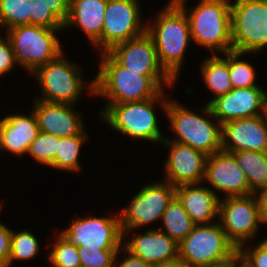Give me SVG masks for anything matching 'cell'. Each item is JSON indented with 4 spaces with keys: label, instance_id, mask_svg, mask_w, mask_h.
I'll list each match as a JSON object with an SVG mask.
<instances>
[{
    "label": "cell",
    "instance_id": "1",
    "mask_svg": "<svg viewBox=\"0 0 267 267\" xmlns=\"http://www.w3.org/2000/svg\"><path fill=\"white\" fill-rule=\"evenodd\" d=\"M101 57L99 73L90 83L89 91L107 98V104L148 100L162 91V83L171 87L175 82L169 75H140L130 71L103 50Z\"/></svg>",
    "mask_w": 267,
    "mask_h": 267
},
{
    "label": "cell",
    "instance_id": "2",
    "mask_svg": "<svg viewBox=\"0 0 267 267\" xmlns=\"http://www.w3.org/2000/svg\"><path fill=\"white\" fill-rule=\"evenodd\" d=\"M157 16L154 25L146 27V33L153 39L161 67L176 81L191 40L189 19L174 0H170Z\"/></svg>",
    "mask_w": 267,
    "mask_h": 267
},
{
    "label": "cell",
    "instance_id": "3",
    "mask_svg": "<svg viewBox=\"0 0 267 267\" xmlns=\"http://www.w3.org/2000/svg\"><path fill=\"white\" fill-rule=\"evenodd\" d=\"M174 1L185 11L195 43L223 54L233 51L231 4L228 0H200L193 10L186 8V0Z\"/></svg>",
    "mask_w": 267,
    "mask_h": 267
},
{
    "label": "cell",
    "instance_id": "4",
    "mask_svg": "<svg viewBox=\"0 0 267 267\" xmlns=\"http://www.w3.org/2000/svg\"><path fill=\"white\" fill-rule=\"evenodd\" d=\"M214 223V224H213ZM195 225L178 245V260L191 267H211L238 256V249L228 239L220 222Z\"/></svg>",
    "mask_w": 267,
    "mask_h": 267
},
{
    "label": "cell",
    "instance_id": "5",
    "mask_svg": "<svg viewBox=\"0 0 267 267\" xmlns=\"http://www.w3.org/2000/svg\"><path fill=\"white\" fill-rule=\"evenodd\" d=\"M160 99L165 111L168 100L165 101L162 90L156 97L148 100L106 104V108L99 114L112 129L134 138L157 143L164 140L153 112L155 102Z\"/></svg>",
    "mask_w": 267,
    "mask_h": 267
},
{
    "label": "cell",
    "instance_id": "6",
    "mask_svg": "<svg viewBox=\"0 0 267 267\" xmlns=\"http://www.w3.org/2000/svg\"><path fill=\"white\" fill-rule=\"evenodd\" d=\"M165 113L171 122V129L177 134L178 138L172 140L166 138L163 141H174L191 146L207 156L222 150V125L218 120L215 125L203 115H197L169 100Z\"/></svg>",
    "mask_w": 267,
    "mask_h": 267
},
{
    "label": "cell",
    "instance_id": "7",
    "mask_svg": "<svg viewBox=\"0 0 267 267\" xmlns=\"http://www.w3.org/2000/svg\"><path fill=\"white\" fill-rule=\"evenodd\" d=\"M60 30L35 25L7 30L17 64L24 65L34 73L39 67L57 58L63 52L59 38L55 34Z\"/></svg>",
    "mask_w": 267,
    "mask_h": 267
},
{
    "label": "cell",
    "instance_id": "8",
    "mask_svg": "<svg viewBox=\"0 0 267 267\" xmlns=\"http://www.w3.org/2000/svg\"><path fill=\"white\" fill-rule=\"evenodd\" d=\"M233 51L258 52L267 46V0H236L231 4Z\"/></svg>",
    "mask_w": 267,
    "mask_h": 267
},
{
    "label": "cell",
    "instance_id": "9",
    "mask_svg": "<svg viewBox=\"0 0 267 267\" xmlns=\"http://www.w3.org/2000/svg\"><path fill=\"white\" fill-rule=\"evenodd\" d=\"M81 68L65 60L63 53L39 67L34 73L42 89L37 100L73 105L84 90Z\"/></svg>",
    "mask_w": 267,
    "mask_h": 267
},
{
    "label": "cell",
    "instance_id": "10",
    "mask_svg": "<svg viewBox=\"0 0 267 267\" xmlns=\"http://www.w3.org/2000/svg\"><path fill=\"white\" fill-rule=\"evenodd\" d=\"M175 196L176 187L166 181L144 186L118 216L123 239L127 238V231L161 219L166 207Z\"/></svg>",
    "mask_w": 267,
    "mask_h": 267
},
{
    "label": "cell",
    "instance_id": "11",
    "mask_svg": "<svg viewBox=\"0 0 267 267\" xmlns=\"http://www.w3.org/2000/svg\"><path fill=\"white\" fill-rule=\"evenodd\" d=\"M218 217L222 229L237 249L244 246L247 239L254 238L259 223H263L256 194L220 200Z\"/></svg>",
    "mask_w": 267,
    "mask_h": 267
},
{
    "label": "cell",
    "instance_id": "12",
    "mask_svg": "<svg viewBox=\"0 0 267 267\" xmlns=\"http://www.w3.org/2000/svg\"><path fill=\"white\" fill-rule=\"evenodd\" d=\"M59 235L73 246L97 249H121L123 240L120 217L78 218Z\"/></svg>",
    "mask_w": 267,
    "mask_h": 267
},
{
    "label": "cell",
    "instance_id": "13",
    "mask_svg": "<svg viewBox=\"0 0 267 267\" xmlns=\"http://www.w3.org/2000/svg\"><path fill=\"white\" fill-rule=\"evenodd\" d=\"M266 102L267 92L259 86L233 88L227 94L207 102L203 111L207 117L217 118L223 125L232 120L266 114Z\"/></svg>",
    "mask_w": 267,
    "mask_h": 267
},
{
    "label": "cell",
    "instance_id": "14",
    "mask_svg": "<svg viewBox=\"0 0 267 267\" xmlns=\"http://www.w3.org/2000/svg\"><path fill=\"white\" fill-rule=\"evenodd\" d=\"M137 0H107L102 28V49L109 51L114 45L137 38L146 33L140 22Z\"/></svg>",
    "mask_w": 267,
    "mask_h": 267
},
{
    "label": "cell",
    "instance_id": "15",
    "mask_svg": "<svg viewBox=\"0 0 267 267\" xmlns=\"http://www.w3.org/2000/svg\"><path fill=\"white\" fill-rule=\"evenodd\" d=\"M204 180L226 197L253 194L233 153L220 150L207 157Z\"/></svg>",
    "mask_w": 267,
    "mask_h": 267
},
{
    "label": "cell",
    "instance_id": "16",
    "mask_svg": "<svg viewBox=\"0 0 267 267\" xmlns=\"http://www.w3.org/2000/svg\"><path fill=\"white\" fill-rule=\"evenodd\" d=\"M222 150L267 152V115L241 118L222 125Z\"/></svg>",
    "mask_w": 267,
    "mask_h": 267
},
{
    "label": "cell",
    "instance_id": "17",
    "mask_svg": "<svg viewBox=\"0 0 267 267\" xmlns=\"http://www.w3.org/2000/svg\"><path fill=\"white\" fill-rule=\"evenodd\" d=\"M162 142L170 147L169 157L165 164L167 182L174 187L202 183L208 156L188 145L174 141Z\"/></svg>",
    "mask_w": 267,
    "mask_h": 267
},
{
    "label": "cell",
    "instance_id": "18",
    "mask_svg": "<svg viewBox=\"0 0 267 267\" xmlns=\"http://www.w3.org/2000/svg\"><path fill=\"white\" fill-rule=\"evenodd\" d=\"M121 66L140 75H168L161 67L153 39L147 34L114 45L107 51Z\"/></svg>",
    "mask_w": 267,
    "mask_h": 267
},
{
    "label": "cell",
    "instance_id": "19",
    "mask_svg": "<svg viewBox=\"0 0 267 267\" xmlns=\"http://www.w3.org/2000/svg\"><path fill=\"white\" fill-rule=\"evenodd\" d=\"M34 113L41 132L59 138L80 135L85 129L79 113H75L71 104L34 101Z\"/></svg>",
    "mask_w": 267,
    "mask_h": 267
},
{
    "label": "cell",
    "instance_id": "20",
    "mask_svg": "<svg viewBox=\"0 0 267 267\" xmlns=\"http://www.w3.org/2000/svg\"><path fill=\"white\" fill-rule=\"evenodd\" d=\"M123 248L153 267L178 260V244L160 229L130 238Z\"/></svg>",
    "mask_w": 267,
    "mask_h": 267
},
{
    "label": "cell",
    "instance_id": "21",
    "mask_svg": "<svg viewBox=\"0 0 267 267\" xmlns=\"http://www.w3.org/2000/svg\"><path fill=\"white\" fill-rule=\"evenodd\" d=\"M39 133L38 120L34 111L29 116L6 115L0 120V150H6L18 156L25 155Z\"/></svg>",
    "mask_w": 267,
    "mask_h": 267
},
{
    "label": "cell",
    "instance_id": "22",
    "mask_svg": "<svg viewBox=\"0 0 267 267\" xmlns=\"http://www.w3.org/2000/svg\"><path fill=\"white\" fill-rule=\"evenodd\" d=\"M187 184L176 187V197L195 225L209 224L219 216V196L210 188ZM217 215V216H216Z\"/></svg>",
    "mask_w": 267,
    "mask_h": 267
},
{
    "label": "cell",
    "instance_id": "23",
    "mask_svg": "<svg viewBox=\"0 0 267 267\" xmlns=\"http://www.w3.org/2000/svg\"><path fill=\"white\" fill-rule=\"evenodd\" d=\"M107 0H70L64 27L75 25L87 34L92 44L102 49V28Z\"/></svg>",
    "mask_w": 267,
    "mask_h": 267
},
{
    "label": "cell",
    "instance_id": "24",
    "mask_svg": "<svg viewBox=\"0 0 267 267\" xmlns=\"http://www.w3.org/2000/svg\"><path fill=\"white\" fill-rule=\"evenodd\" d=\"M244 171L249 189L253 194L267 188V152H232Z\"/></svg>",
    "mask_w": 267,
    "mask_h": 267
},
{
    "label": "cell",
    "instance_id": "25",
    "mask_svg": "<svg viewBox=\"0 0 267 267\" xmlns=\"http://www.w3.org/2000/svg\"><path fill=\"white\" fill-rule=\"evenodd\" d=\"M226 59L214 54L202 63L201 71L208 88L216 95L215 98L230 92L233 87L229 76V52Z\"/></svg>",
    "mask_w": 267,
    "mask_h": 267
},
{
    "label": "cell",
    "instance_id": "26",
    "mask_svg": "<svg viewBox=\"0 0 267 267\" xmlns=\"http://www.w3.org/2000/svg\"><path fill=\"white\" fill-rule=\"evenodd\" d=\"M166 233L178 245L192 232L195 224L192 222L182 203L175 196L166 207L161 218Z\"/></svg>",
    "mask_w": 267,
    "mask_h": 267
},
{
    "label": "cell",
    "instance_id": "27",
    "mask_svg": "<svg viewBox=\"0 0 267 267\" xmlns=\"http://www.w3.org/2000/svg\"><path fill=\"white\" fill-rule=\"evenodd\" d=\"M88 140L85 130L80 135L60 138L52 168L68 171H78L81 166L78 162L81 146Z\"/></svg>",
    "mask_w": 267,
    "mask_h": 267
},
{
    "label": "cell",
    "instance_id": "28",
    "mask_svg": "<svg viewBox=\"0 0 267 267\" xmlns=\"http://www.w3.org/2000/svg\"><path fill=\"white\" fill-rule=\"evenodd\" d=\"M32 0H0V26L7 30L30 25Z\"/></svg>",
    "mask_w": 267,
    "mask_h": 267
},
{
    "label": "cell",
    "instance_id": "29",
    "mask_svg": "<svg viewBox=\"0 0 267 267\" xmlns=\"http://www.w3.org/2000/svg\"><path fill=\"white\" fill-rule=\"evenodd\" d=\"M243 53L229 51V76L233 88H251L255 83L254 67L246 61L239 60Z\"/></svg>",
    "mask_w": 267,
    "mask_h": 267
},
{
    "label": "cell",
    "instance_id": "30",
    "mask_svg": "<svg viewBox=\"0 0 267 267\" xmlns=\"http://www.w3.org/2000/svg\"><path fill=\"white\" fill-rule=\"evenodd\" d=\"M39 251V242L31 232L24 230L16 233L12 230L11 253L8 260V267H10L13 260L31 259Z\"/></svg>",
    "mask_w": 267,
    "mask_h": 267
},
{
    "label": "cell",
    "instance_id": "31",
    "mask_svg": "<svg viewBox=\"0 0 267 267\" xmlns=\"http://www.w3.org/2000/svg\"><path fill=\"white\" fill-rule=\"evenodd\" d=\"M59 140L58 136L40 131L37 138L31 143L27 153L37 162L52 167Z\"/></svg>",
    "mask_w": 267,
    "mask_h": 267
},
{
    "label": "cell",
    "instance_id": "32",
    "mask_svg": "<svg viewBox=\"0 0 267 267\" xmlns=\"http://www.w3.org/2000/svg\"><path fill=\"white\" fill-rule=\"evenodd\" d=\"M48 255L53 267L81 266L78 247L69 244L61 236H59Z\"/></svg>",
    "mask_w": 267,
    "mask_h": 267
},
{
    "label": "cell",
    "instance_id": "33",
    "mask_svg": "<svg viewBox=\"0 0 267 267\" xmlns=\"http://www.w3.org/2000/svg\"><path fill=\"white\" fill-rule=\"evenodd\" d=\"M120 249H97L78 247L81 267H114V260Z\"/></svg>",
    "mask_w": 267,
    "mask_h": 267
},
{
    "label": "cell",
    "instance_id": "34",
    "mask_svg": "<svg viewBox=\"0 0 267 267\" xmlns=\"http://www.w3.org/2000/svg\"><path fill=\"white\" fill-rule=\"evenodd\" d=\"M30 25L41 26L50 29L64 28V22L40 0H32Z\"/></svg>",
    "mask_w": 267,
    "mask_h": 267
},
{
    "label": "cell",
    "instance_id": "35",
    "mask_svg": "<svg viewBox=\"0 0 267 267\" xmlns=\"http://www.w3.org/2000/svg\"><path fill=\"white\" fill-rule=\"evenodd\" d=\"M238 257L243 267H267V239L260 241L252 251H244V247L241 246L238 249Z\"/></svg>",
    "mask_w": 267,
    "mask_h": 267
},
{
    "label": "cell",
    "instance_id": "36",
    "mask_svg": "<svg viewBox=\"0 0 267 267\" xmlns=\"http://www.w3.org/2000/svg\"><path fill=\"white\" fill-rule=\"evenodd\" d=\"M6 38L4 40L0 36V76L9 72L17 63L11 41L9 37Z\"/></svg>",
    "mask_w": 267,
    "mask_h": 267
},
{
    "label": "cell",
    "instance_id": "37",
    "mask_svg": "<svg viewBox=\"0 0 267 267\" xmlns=\"http://www.w3.org/2000/svg\"><path fill=\"white\" fill-rule=\"evenodd\" d=\"M12 230L0 222V267H8Z\"/></svg>",
    "mask_w": 267,
    "mask_h": 267
},
{
    "label": "cell",
    "instance_id": "38",
    "mask_svg": "<svg viewBox=\"0 0 267 267\" xmlns=\"http://www.w3.org/2000/svg\"><path fill=\"white\" fill-rule=\"evenodd\" d=\"M50 8L64 23L69 15L70 0H40Z\"/></svg>",
    "mask_w": 267,
    "mask_h": 267
},
{
    "label": "cell",
    "instance_id": "39",
    "mask_svg": "<svg viewBox=\"0 0 267 267\" xmlns=\"http://www.w3.org/2000/svg\"><path fill=\"white\" fill-rule=\"evenodd\" d=\"M125 253H128V256L126 259H124L122 262H120L119 264H117V255L119 254V251L116 254L115 260H114V267H153L152 265L144 262L142 259H139L138 257L134 256L133 254H131L130 252H128L125 248H124Z\"/></svg>",
    "mask_w": 267,
    "mask_h": 267
},
{
    "label": "cell",
    "instance_id": "40",
    "mask_svg": "<svg viewBox=\"0 0 267 267\" xmlns=\"http://www.w3.org/2000/svg\"><path fill=\"white\" fill-rule=\"evenodd\" d=\"M257 194L261 220L267 224V188L257 192Z\"/></svg>",
    "mask_w": 267,
    "mask_h": 267
},
{
    "label": "cell",
    "instance_id": "41",
    "mask_svg": "<svg viewBox=\"0 0 267 267\" xmlns=\"http://www.w3.org/2000/svg\"><path fill=\"white\" fill-rule=\"evenodd\" d=\"M238 263V264H237ZM242 265L240 258L237 256L235 259L217 266L211 267H240Z\"/></svg>",
    "mask_w": 267,
    "mask_h": 267
},
{
    "label": "cell",
    "instance_id": "42",
    "mask_svg": "<svg viewBox=\"0 0 267 267\" xmlns=\"http://www.w3.org/2000/svg\"><path fill=\"white\" fill-rule=\"evenodd\" d=\"M155 267H191L188 264H186L185 262H182L180 260H176L170 263H165V264H161L159 266H155Z\"/></svg>",
    "mask_w": 267,
    "mask_h": 267
}]
</instances>
